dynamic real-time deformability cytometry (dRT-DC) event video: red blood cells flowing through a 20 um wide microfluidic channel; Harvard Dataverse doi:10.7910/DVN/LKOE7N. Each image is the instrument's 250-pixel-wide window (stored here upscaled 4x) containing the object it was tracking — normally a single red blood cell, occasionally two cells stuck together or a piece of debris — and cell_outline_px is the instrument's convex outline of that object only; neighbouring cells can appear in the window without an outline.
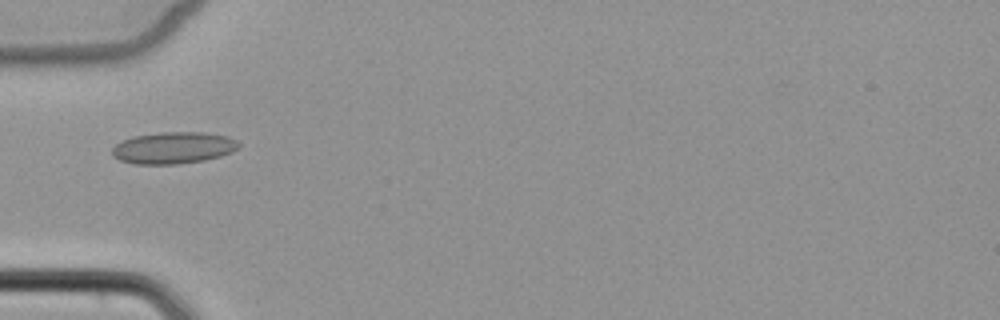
{"species": "common noctule bat (a hibernating species)", "species_latin": "Nyctalus noctula", "temperature_condition": "cold", "stored_images_in_passage": 6, "camera_frame_rate_fps": 3000, "um_per_image_px": 0.085, "animal": {"sex": "female", "body_mass_g": 22.7, "forearm_length_mm": 54.2}, "frame": {"image": 1, "passage_image": 5, "time_ms": 5.667, "image_size_px": [1000, 320], "cell_outline_px": [[240, 148], [232, 152], [220, 156], [204, 160], [176, 164], [132, 164], [120, 160], [112, 156], [112, 148], [116, 144], [132, 136], [160, 132], [204, 132], [228, 136], [236, 140], [240, 144]], "centroid_in_image_um": [14.74, 12.56], "position_along_channel_um": 70.3, "area_um2": 23.58}}
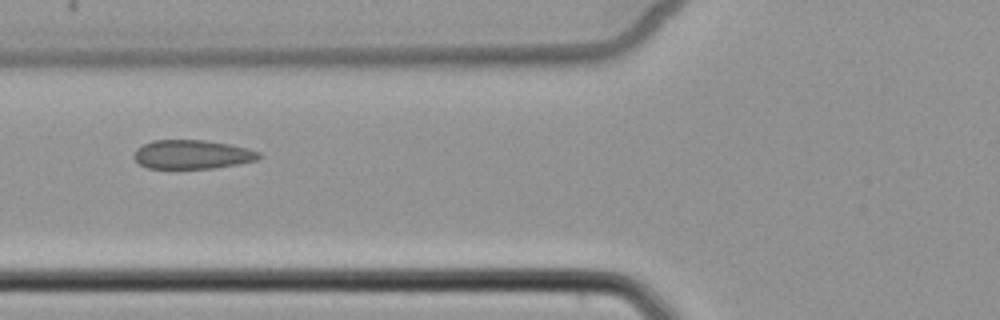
{"frame": {"image": 2, "passage_image": 6, "time_ms": 6.667, "image_size_px": [1000, 320], "cell_outline_px": [[264, 156], [256, 160], [240, 164], [216, 168], [148, 168], [140, 164], [132, 156], [136, 148], [152, 140], [204, 140], [228, 144], [248, 148], [260, 152]], "centroid_in_image_um": [16.36, 13.13], "position_along_channel_um": 109.4, "area_um2": 21.21}}